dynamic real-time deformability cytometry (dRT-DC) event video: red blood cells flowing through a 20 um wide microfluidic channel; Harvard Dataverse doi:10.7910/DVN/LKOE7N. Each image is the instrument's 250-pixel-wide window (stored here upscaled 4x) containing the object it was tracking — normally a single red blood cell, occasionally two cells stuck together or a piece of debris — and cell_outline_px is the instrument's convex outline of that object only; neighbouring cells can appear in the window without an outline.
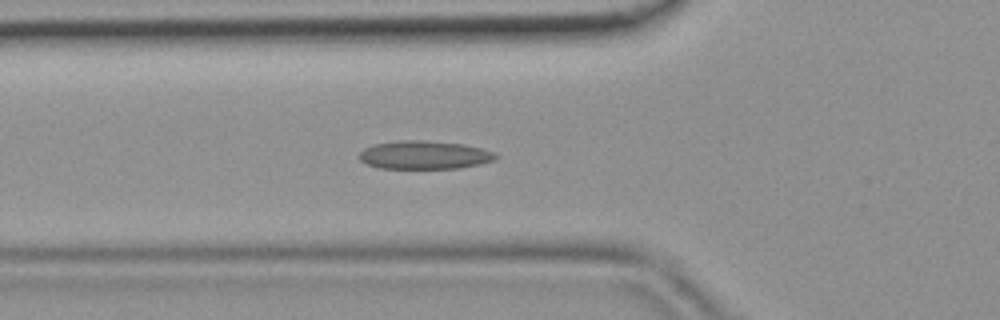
{"species": "common noctule bat (a hibernating species)", "species_latin": "Nyctalus noctula", "temperature_condition": "room temperature", "stored_images_in_passage": 43, "camera_frame_rate_fps": 3000, "um_per_image_px": 0.085, "animal": {"sex": "female", "body_mass_g": 19.9}, "frame": {"image": 1, "passage_image": 14, "time_ms": 4.333, "image_size_px": [1000, 320], "cell_outline_px": [[500, 156], [492, 160], [460, 168], [380, 168], [368, 164], [360, 160], [360, 152], [364, 148], [372, 144], [400, 140], [420, 140], [464, 144], [496, 152]], "centroid_in_image_um": [36.06, 13.16], "position_along_channel_um": 89.7, "area_um2": 22.37}}
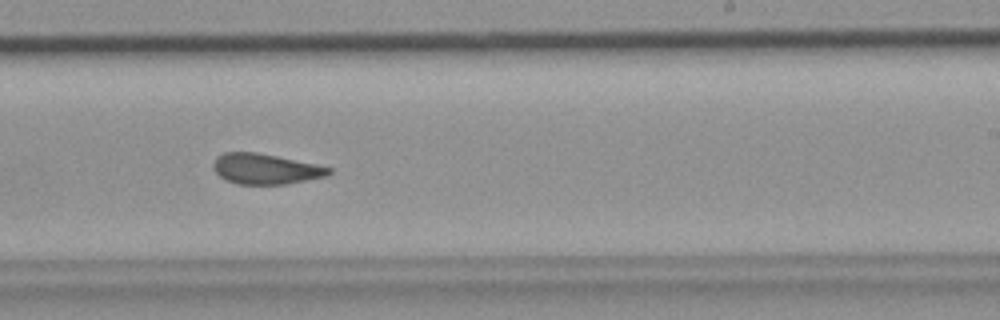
{"frame": {"image": 2, "passage_image": 26, "time_ms": 8.333, "image_size_px": [1000, 320], "cell_outline_px": [[332, 172], [328, 176], [284, 184], [236, 184], [220, 176], [212, 168], [212, 164], [216, 156], [224, 152], [256, 152], [316, 164], [332, 168]], "centroid_in_image_um": [22.55, 14.35], "position_along_channel_um": 266.4, "area_um2": 20.46}}
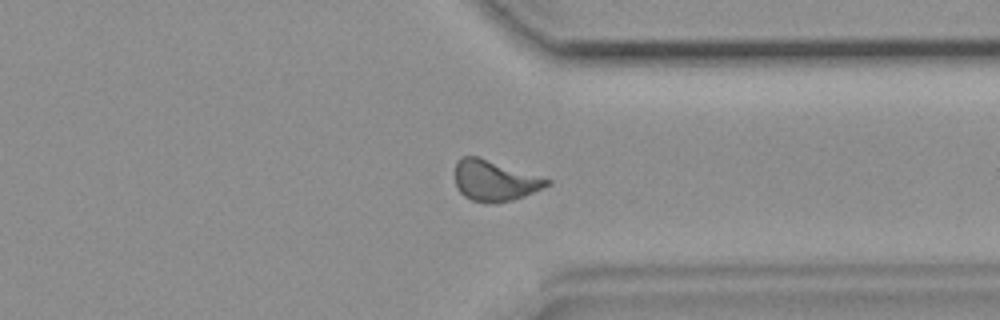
{"frame": {"image": 3, "passage_image": 33, "time_ms": 10.667, "image_size_px": [1000, 320], "cell_outline_px": [[552, 184], [524, 196], [512, 200], [472, 200], [464, 196], [456, 188], [456, 160], [464, 156], [480, 156], [552, 180]], "centroid_in_image_um": [42.06, 15.3], "position_along_channel_um": 369.3, "area_um2": 21.39}}